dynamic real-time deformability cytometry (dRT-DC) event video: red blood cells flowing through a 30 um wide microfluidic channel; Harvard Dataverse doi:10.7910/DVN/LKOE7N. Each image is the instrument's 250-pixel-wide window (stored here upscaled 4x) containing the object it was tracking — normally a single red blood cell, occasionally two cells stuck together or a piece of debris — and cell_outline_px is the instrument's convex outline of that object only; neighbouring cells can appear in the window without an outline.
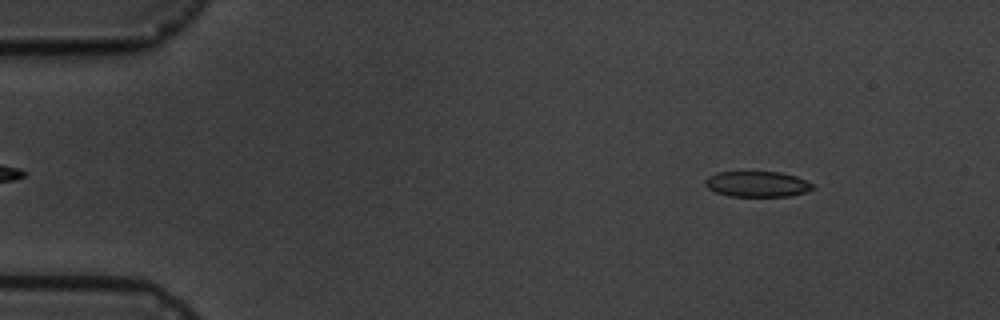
{"species": "common noctule bat (a hibernating species)", "species_latin": "Nyctalus noctula", "temperature_condition": "cold", "stored_images_in_passage": 3, "camera_frame_rate_fps": 3000, "um_per_image_px": 0.085, "animal": {"sex": "male", "body_mass_g": 19.5, "forearm_length_mm": 54.6}, "frame": {"image": 1, "passage_image": 1, "time_ms": 0.0, "image_size_px": [1000, 320], "cell_outline_px": [[816, 188], [804, 192], [788, 196], [728, 196], [716, 192], [708, 188], [704, 184], [704, 180], [708, 176], [716, 172], [780, 172], [796, 176], [816, 184]], "centroid_in_image_um": [64.37, 15.64], "position_along_channel_um": 20.6, "area_um2": 16.18}}